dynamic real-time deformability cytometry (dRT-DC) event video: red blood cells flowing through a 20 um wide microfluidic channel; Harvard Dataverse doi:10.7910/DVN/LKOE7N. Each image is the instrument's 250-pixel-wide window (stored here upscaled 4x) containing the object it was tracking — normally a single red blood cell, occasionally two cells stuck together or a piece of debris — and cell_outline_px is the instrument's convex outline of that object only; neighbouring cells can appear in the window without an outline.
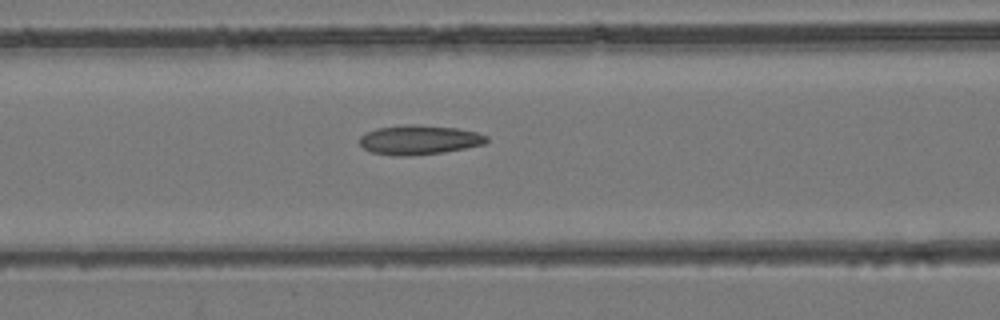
{"species": "common noctule bat (a hibernating species)", "species_latin": "Nyctalus noctula", "temperature_condition": "room temperature", "stored_images_in_passage": 44, "camera_frame_rate_fps": 3000, "um_per_image_px": 0.085, "animal": {"sex": "female", "body_mass_g": 24.6, "forearm_length_mm": 56.2}, "frame": {"image": 1, "passage_image": 19, "time_ms": 6.0, "image_size_px": [1000, 320], "cell_outline_px": [[488, 140], [484, 144], [444, 152], [408, 156], [396, 156], [372, 152], [364, 148], [360, 144], [360, 136], [376, 128], [412, 124], [416, 124], [456, 128], [476, 132], [488, 136]], "centroid_in_image_um": [35.63, 11.89], "position_along_channel_um": 131.0, "area_um2": 21.62}}
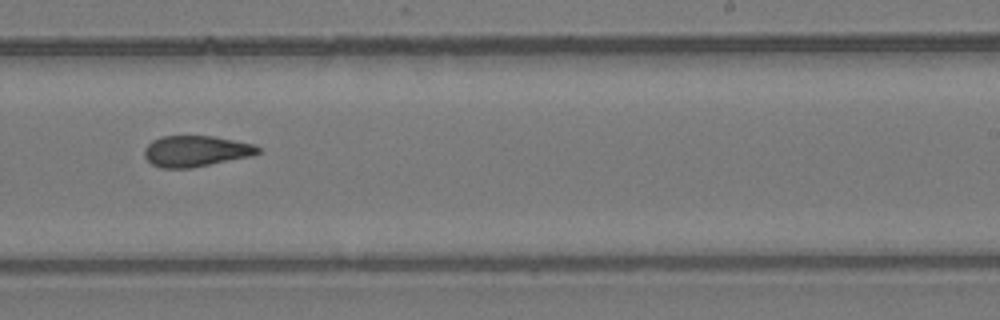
{"frame": {"image": 2, "passage_image": 28, "time_ms": 9.0, "image_size_px": [1000, 320], "cell_outline_px": [[260, 152], [252, 156], [192, 168], [160, 168], [152, 164], [144, 156], [144, 148], [152, 140], [160, 136], [212, 136], [256, 144], [260, 148]], "centroid_in_image_um": [16.65, 12.84], "position_along_channel_um": 272.4, "area_um2": 20.69}}
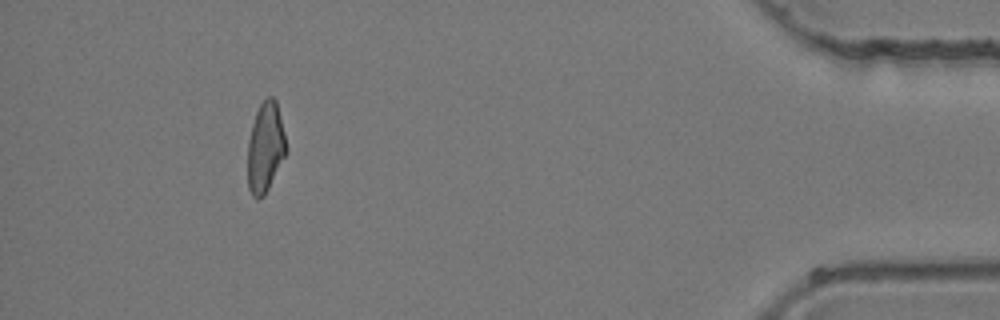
{"frame": {"image": 3, "passage_image": 41, "time_ms": 13.333, "image_size_px": [1000, 320], "cell_outline_px": [[288, 152], [264, 196], [256, 200], [252, 196], [248, 188], [248, 140], [252, 124], [256, 112], [260, 104], [268, 96], [272, 96], [276, 100], [288, 148]], "centroid_in_image_um": [22.57, 12.55], "position_along_channel_um": 412.6, "area_um2": 20.4}}